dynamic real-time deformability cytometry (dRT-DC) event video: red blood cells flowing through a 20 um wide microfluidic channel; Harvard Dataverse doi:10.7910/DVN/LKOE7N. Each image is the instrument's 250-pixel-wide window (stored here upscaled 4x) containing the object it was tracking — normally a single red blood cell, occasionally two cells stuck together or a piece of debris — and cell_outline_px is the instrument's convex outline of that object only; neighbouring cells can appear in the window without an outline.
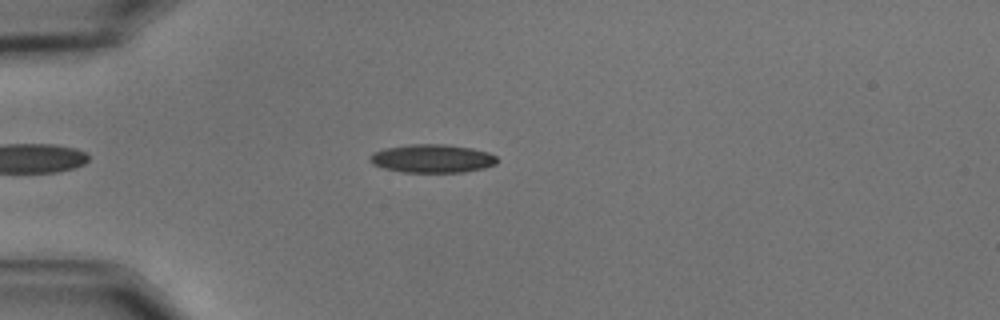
{"species": "common noctule bat (a hibernating species)", "species_latin": "Nyctalus noctula", "temperature_condition": "cold", "stored_images_in_passage": 47, "camera_frame_rate_fps": 3000, "um_per_image_px": 0.085, "animal": {"sex": "male", "body_mass_g": 15.6}, "frame": {"image": 1, "passage_image": 9, "time_ms": 2.667, "image_size_px": [1000, 320], "cell_outline_px": [[496, 164], [484, 168], [464, 172], [404, 172], [384, 168], [372, 164], [368, 160], [368, 156], [372, 152], [384, 148], [408, 144], [444, 144], [472, 148], [488, 152], [496, 156]], "centroid_in_image_um": [36.7, 13.47], "position_along_channel_um": 48.3, "area_um2": 21.15}}
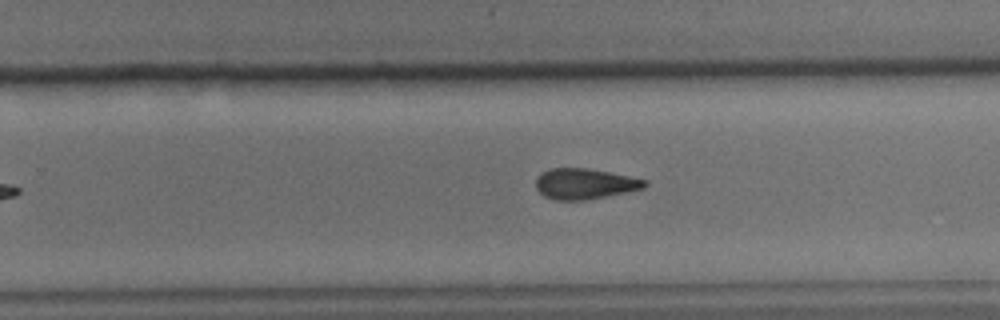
{"frame": {"image": 2, "passage_image": 30, "time_ms": 9.667, "image_size_px": [1000, 320], "cell_outline_px": [[648, 184], [644, 188], [628, 192], [584, 200], [556, 200], [544, 196], [536, 188], [536, 176], [540, 172], [552, 168], [584, 168], [608, 172], [648, 180]], "centroid_in_image_um": [49.69, 15.62], "position_along_channel_um": 280.1, "area_um2": 19.42}}
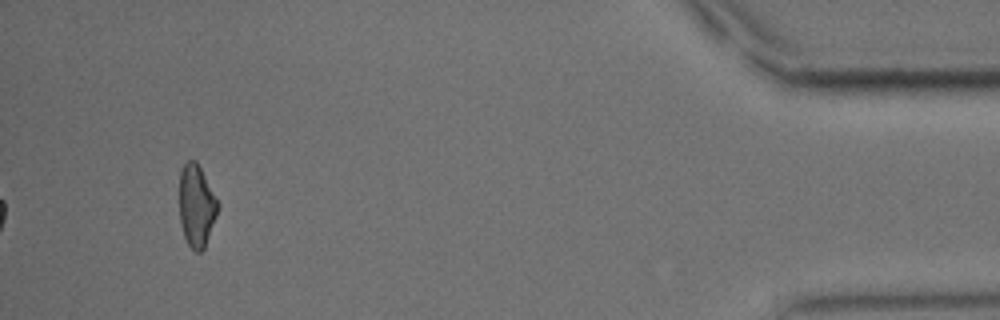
{"frame": {"image": 3, "passage_image": 47, "time_ms": 15.333, "image_size_px": [1000, 320], "cell_outline_px": [[220, 204], [216, 216], [204, 248], [200, 252], [196, 252], [188, 244], [184, 236], [180, 220], [180, 172], [184, 164], [188, 160], [196, 160]], "centroid_in_image_um": [16.7, 17.48], "position_along_channel_um": 418.5, "area_um2": 18.21}, "authors_computed_cell_mechanics": {"area_um2": 19.8832, "velocity_mm_per_s": 3.5669, "shape_relaxation_time_tau1_ms": 7.3068, "shape_relaxation_time_tau2_ms": 8.9149, "deformation_change_tau1": 0.1848, "deformation_change_tau2": 0.1946}}